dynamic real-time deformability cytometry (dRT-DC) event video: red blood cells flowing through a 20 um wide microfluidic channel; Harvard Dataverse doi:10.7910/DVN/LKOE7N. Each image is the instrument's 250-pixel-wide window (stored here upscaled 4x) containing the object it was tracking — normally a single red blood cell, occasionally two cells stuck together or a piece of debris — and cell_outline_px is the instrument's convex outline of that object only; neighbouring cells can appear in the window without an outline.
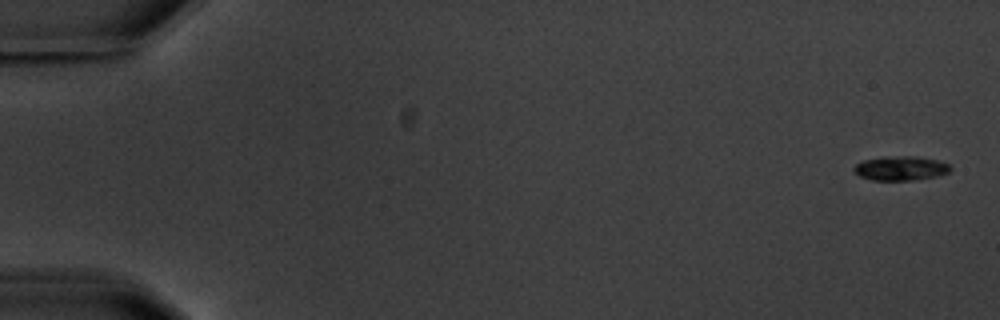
{"species": "common noctule bat (a hibernating species)", "species_latin": "Nyctalus noctula", "temperature_condition": "warm", "stored_images_in_passage": 5, "camera_frame_rate_fps": 3000, "um_per_image_px": 0.085, "animal": {"sex": "male", "body_mass_g": 20.1, "forearm_length_mm": 53.5}, "frame": {"image": 1, "passage_image": 1, "time_ms": 0.0, "image_size_px": [1000, 320], "cell_outline_px": [[952, 168], [948, 172], [936, 176], [912, 180], [872, 180], [860, 176], [852, 168], [856, 164], [864, 160], [884, 156], [916, 156], [936, 160], [948, 164]], "centroid_in_image_um": [76.54, 14.29], "position_along_channel_um": 8.5, "area_um2": 13.53}}
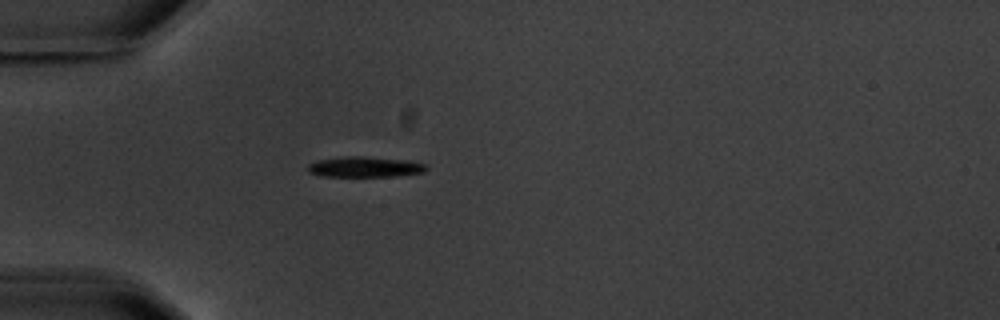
{"frame": {"image": 2, "passage_image": 5, "time_ms": 5.333, "image_size_px": [1000, 320], "cell_outline_px": [[428, 168], [424, 172], [392, 176], [320, 176], [308, 172], [308, 164], [316, 160], [340, 156], [364, 156], [412, 160], [428, 164]], "centroid_in_image_um": [31.03, 14.17], "position_along_channel_um": 54.0, "area_um2": 14.45}}